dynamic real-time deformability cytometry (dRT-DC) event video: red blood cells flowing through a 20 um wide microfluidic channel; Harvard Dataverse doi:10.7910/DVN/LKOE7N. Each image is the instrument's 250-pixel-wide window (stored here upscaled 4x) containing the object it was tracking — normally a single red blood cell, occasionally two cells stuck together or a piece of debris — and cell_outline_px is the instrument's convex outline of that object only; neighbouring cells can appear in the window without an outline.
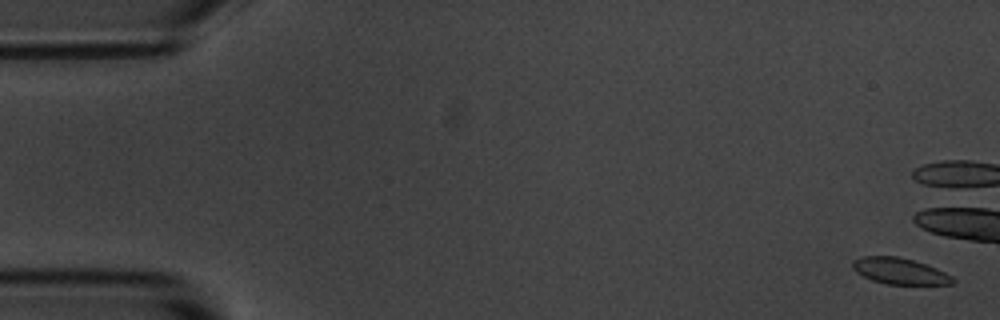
{"species": "common noctule bat (a hibernating species)", "species_latin": "Nyctalus noctula", "temperature_condition": "room temperature", "stored_images_in_passage": 10, "camera_frame_rate_fps": 3000, "um_per_image_px": 0.085, "animal": {"sex": "male", "body_mass_g": 20.1, "forearm_length_mm": 53.5}, "frame": {"image": 1, "passage_image": 1, "time_ms": 0.0, "image_size_px": [1000, 320], "cell_outline_px": [[956, 280], [952, 284], [888, 284], [872, 280], [856, 272], [852, 268], [852, 260], [864, 256], [896, 256], [912, 260], [936, 268], [952, 276]], "centroid_in_image_um": [76.46, 23.04], "position_along_channel_um": 8.5, "area_um2": 15.14}}
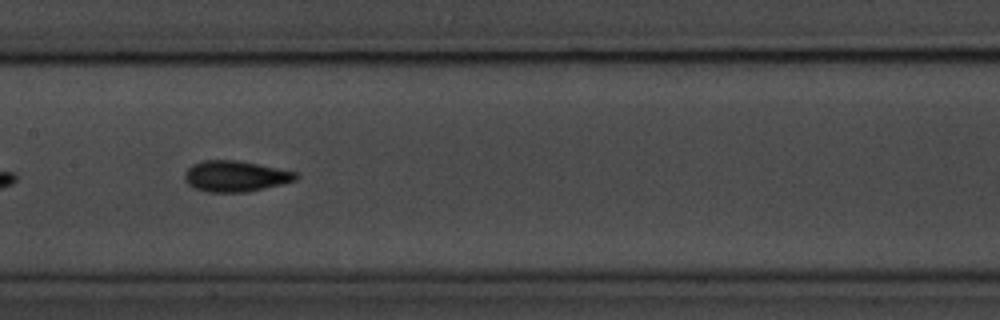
{"frame": {"image": 2, "passage_image": 9, "time_ms": 2.667, "image_size_px": [1000, 320], "cell_outline_px": [[300, 176], [296, 180], [248, 192], [208, 192], [196, 188], [188, 184], [184, 180], [184, 172], [192, 164], [200, 160], [236, 160], [296, 172]], "centroid_in_image_um": [19.97, 14.97], "position_along_channel_um": 187.4, "area_um2": 19.94}}